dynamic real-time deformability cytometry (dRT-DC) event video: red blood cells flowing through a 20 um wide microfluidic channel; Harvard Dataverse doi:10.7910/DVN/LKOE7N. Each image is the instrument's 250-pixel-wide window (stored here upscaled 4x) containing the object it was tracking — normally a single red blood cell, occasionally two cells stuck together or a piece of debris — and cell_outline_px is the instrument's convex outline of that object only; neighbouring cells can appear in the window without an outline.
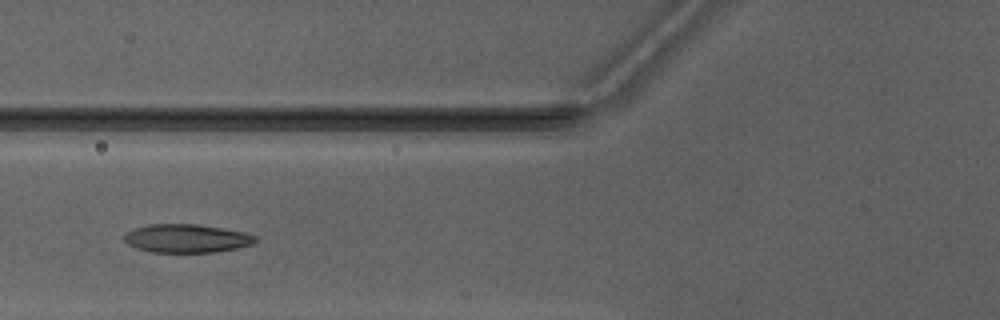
{"species": "Egyptian fruit bat (a non-hibernating species)", "species_latin": "Rousettus aegyptiacus", "temperature_condition": "warm", "stored_images_in_passage": 6, "camera_frame_rate_fps": 3000, "um_per_image_px": 0.085, "animal": {"sex": "male"}, "frame": {"image": 1, "passage_image": 5, "time_ms": 5.0, "image_size_px": [1000, 320], "cell_outline_px": [[256, 240], [252, 244], [236, 248], [216, 252], [152, 252], [136, 248], [128, 244], [124, 240], [124, 236], [128, 232], [136, 228], [148, 224], [196, 224], [224, 228], [244, 232], [256, 236]], "centroid_in_image_um": [15.87, 20.26], "position_along_channel_um": 109.9, "area_um2": 21.62}}
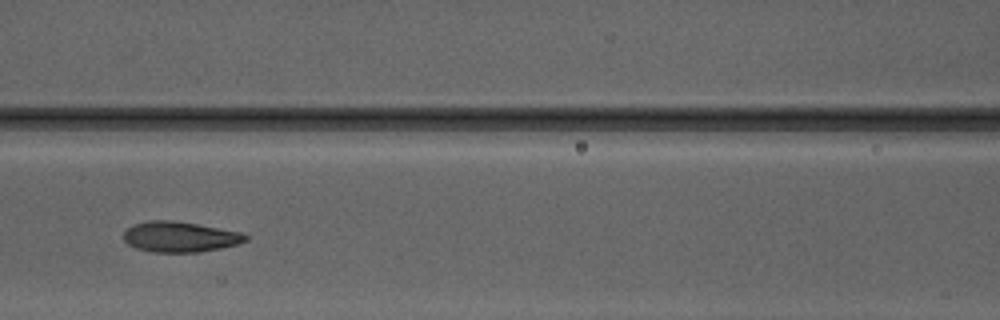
{"frame": {"image": 2, "passage_image": 6, "time_ms": 6.0, "image_size_px": [1000, 320], "cell_outline_px": [[248, 240], [236, 244], [220, 248], [196, 252], [152, 252], [136, 248], [128, 244], [124, 240], [124, 232], [132, 224], [148, 220], [172, 220], [196, 224], [240, 232], [248, 236]], "centroid_in_image_um": [15.25, 20.12], "position_along_channel_um": 151.3, "area_um2": 21.5}}